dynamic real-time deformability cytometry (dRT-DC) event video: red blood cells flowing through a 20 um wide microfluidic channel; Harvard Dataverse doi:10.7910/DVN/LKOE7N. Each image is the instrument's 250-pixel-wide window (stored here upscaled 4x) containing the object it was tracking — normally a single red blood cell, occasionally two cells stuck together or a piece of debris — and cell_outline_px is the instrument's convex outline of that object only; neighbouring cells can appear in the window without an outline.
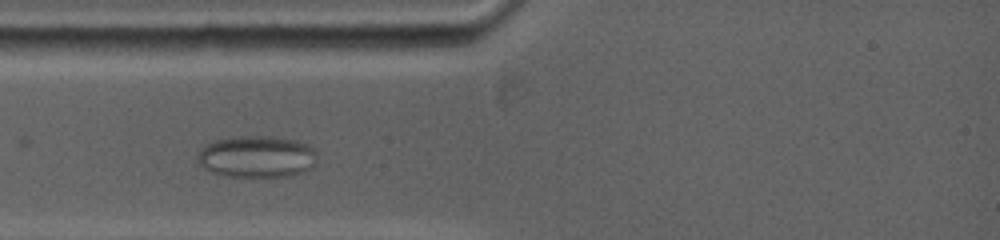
{"species": "common noctule bat (a hibernating species)", "species_latin": "Nyctalus noctula", "temperature_condition": "warm", "stored_images_in_passage": 67, "camera_frame_rate_fps": 5000, "um_per_image_px": 0.085, "animal": {"sex": "female", "body_mass_g": 19.0, "forearm_length_mm": 53.3}, "frame": {"image": 1, "passage_image": 11, "time_ms": 2.4, "image_size_px": [1000, 240], "cell_outline_px": [[316, 164], [312, 168], [304, 172], [292, 176], [224, 176], [212, 172], [204, 168], [200, 164], [196, 156], [196, 152], [208, 144], [216, 140], [232, 136], [268, 136], [296, 140], [308, 144], [316, 148]], "centroid_in_image_um": [21.86, 13.31], "position_along_channel_um": 63.1, "area_um2": 29.48}}
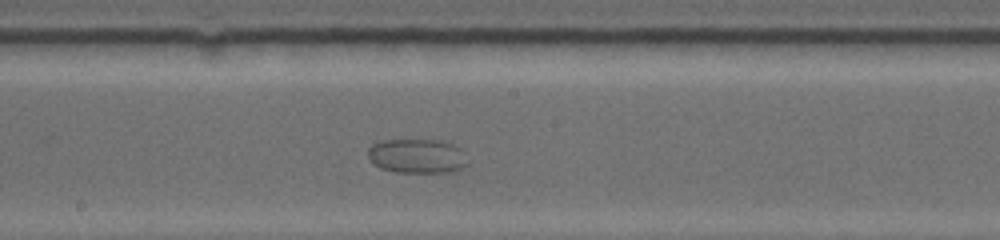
{"frame": {"image": 2, "passage_image": 33, "time_ms": 6.8, "image_size_px": [1000, 240], "cell_outline_px": [[468, 164], [456, 172], [396, 172], [380, 168], [372, 164], [368, 156], [368, 148], [372, 144], [384, 140], [440, 140], [452, 144], [460, 148]], "centroid_in_image_um": [35.43, 13.27], "position_along_channel_um": 212.8, "area_um2": 20.06}}
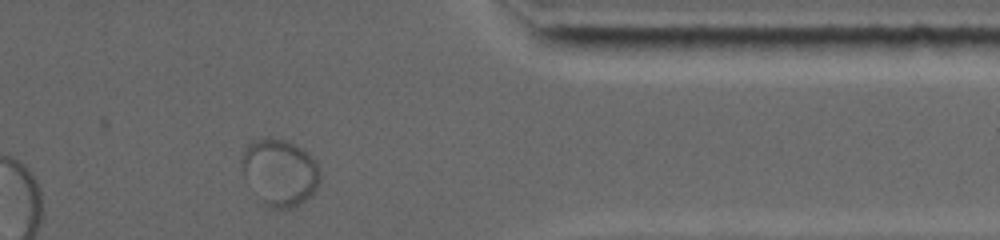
{"frame": {"image": 3, "passage_image": 62, "time_ms": 12.4, "image_size_px": [1000, 240], "cell_outline_px": [[320, 180], [316, 188], [300, 204], [288, 208], [268, 208], [244, 176], [240, 160], [244, 148], [252, 140], [272, 136], [288, 140], [296, 144], [308, 152], [316, 160], [320, 172]], "centroid_in_image_um": [23.78, 14.58], "position_along_channel_um": 387.6, "area_um2": 30.52}}